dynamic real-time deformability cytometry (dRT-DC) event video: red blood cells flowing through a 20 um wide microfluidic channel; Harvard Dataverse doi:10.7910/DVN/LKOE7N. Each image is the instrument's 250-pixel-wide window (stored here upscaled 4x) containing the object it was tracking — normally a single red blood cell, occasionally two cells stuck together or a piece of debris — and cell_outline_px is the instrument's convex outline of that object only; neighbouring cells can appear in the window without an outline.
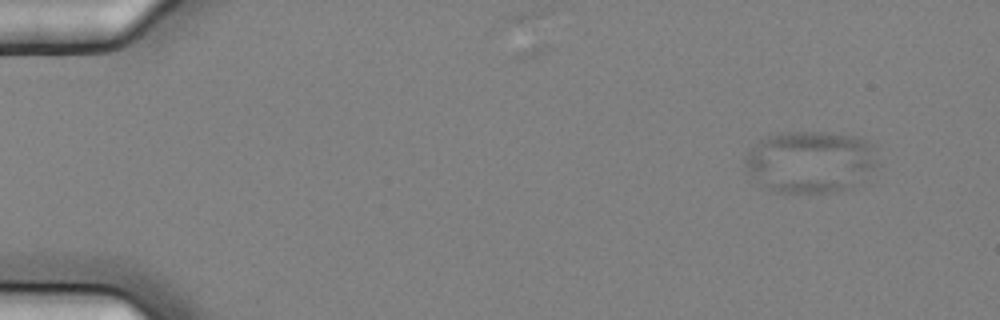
{"species": "common noctule bat (a hibernating species)", "species_latin": "Nyctalus noctula", "temperature_condition": "cold", "stored_images_in_passage": 6, "camera_frame_rate_fps": 3000, "um_per_image_px": 0.085, "animal": {"sex": "female", "body_mass_g": 25.1}, "frame": {"image": 1, "passage_image": 1, "time_ms": 0.0, "image_size_px": [1000, 320], "cell_outline_px": [[880, 164], [864, 180], [848, 188], [828, 192], [776, 192], [768, 188], [748, 172], [744, 164], [744, 160], [748, 148], [760, 136], [788, 132], [824, 132], [852, 136], [864, 140], [872, 144]], "centroid_in_image_um": [68.87, 13.73], "position_along_channel_um": 16.1, "area_um2": 48.21}}
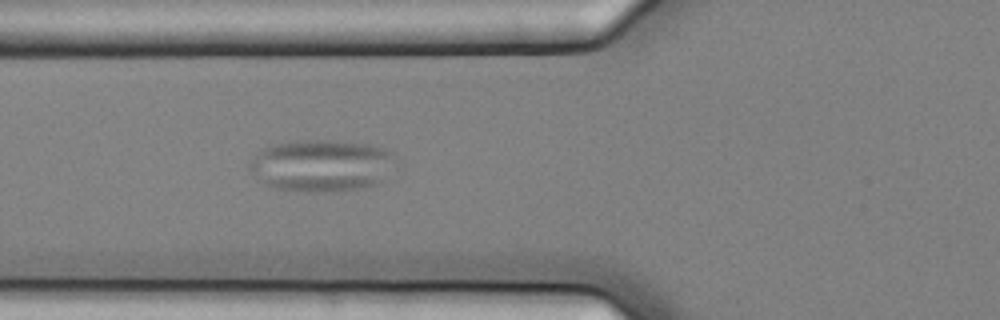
{"frame": {"image": 2, "passage_image": 6, "time_ms": 1.667, "image_size_px": [1000, 320], "cell_outline_px": [[400, 164], [376, 184], [360, 188], [328, 192], [304, 192], [276, 188], [264, 184], [256, 180], [248, 168], [248, 164], [256, 152], [260, 148], [276, 144], [296, 140], [328, 140], [372, 144], [384, 148], [392, 152], [396, 156]], "centroid_in_image_um": [27.34, 14.06], "position_along_channel_um": 98.5, "area_um2": 45.26}}